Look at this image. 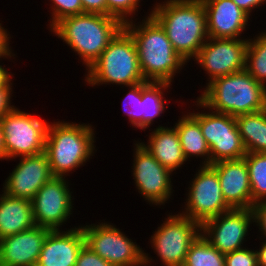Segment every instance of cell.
<instances>
[{
  "label": "cell",
  "instance_id": "35",
  "mask_svg": "<svg viewBox=\"0 0 266 266\" xmlns=\"http://www.w3.org/2000/svg\"><path fill=\"white\" fill-rule=\"evenodd\" d=\"M254 214V223L261 232V240H266V200L260 201L252 206Z\"/></svg>",
  "mask_w": 266,
  "mask_h": 266
},
{
  "label": "cell",
  "instance_id": "12",
  "mask_svg": "<svg viewBox=\"0 0 266 266\" xmlns=\"http://www.w3.org/2000/svg\"><path fill=\"white\" fill-rule=\"evenodd\" d=\"M132 176L138 192L146 202L164 205L173 193L170 169L161 165L139 141L134 143Z\"/></svg>",
  "mask_w": 266,
  "mask_h": 266
},
{
  "label": "cell",
  "instance_id": "17",
  "mask_svg": "<svg viewBox=\"0 0 266 266\" xmlns=\"http://www.w3.org/2000/svg\"><path fill=\"white\" fill-rule=\"evenodd\" d=\"M51 230L34 226L0 240V266H36L43 243Z\"/></svg>",
  "mask_w": 266,
  "mask_h": 266
},
{
  "label": "cell",
  "instance_id": "3",
  "mask_svg": "<svg viewBox=\"0 0 266 266\" xmlns=\"http://www.w3.org/2000/svg\"><path fill=\"white\" fill-rule=\"evenodd\" d=\"M122 28L113 16L83 13L65 17L49 30L77 53L87 71Z\"/></svg>",
  "mask_w": 266,
  "mask_h": 266
},
{
  "label": "cell",
  "instance_id": "26",
  "mask_svg": "<svg viewBox=\"0 0 266 266\" xmlns=\"http://www.w3.org/2000/svg\"><path fill=\"white\" fill-rule=\"evenodd\" d=\"M245 70L266 87V31L248 38Z\"/></svg>",
  "mask_w": 266,
  "mask_h": 266
},
{
  "label": "cell",
  "instance_id": "10",
  "mask_svg": "<svg viewBox=\"0 0 266 266\" xmlns=\"http://www.w3.org/2000/svg\"><path fill=\"white\" fill-rule=\"evenodd\" d=\"M150 239L154 253L165 266H183L191 244L201 234V224L182 214L167 215Z\"/></svg>",
  "mask_w": 266,
  "mask_h": 266
},
{
  "label": "cell",
  "instance_id": "28",
  "mask_svg": "<svg viewBox=\"0 0 266 266\" xmlns=\"http://www.w3.org/2000/svg\"><path fill=\"white\" fill-rule=\"evenodd\" d=\"M183 266H225V255L200 234L191 244Z\"/></svg>",
  "mask_w": 266,
  "mask_h": 266
},
{
  "label": "cell",
  "instance_id": "20",
  "mask_svg": "<svg viewBox=\"0 0 266 266\" xmlns=\"http://www.w3.org/2000/svg\"><path fill=\"white\" fill-rule=\"evenodd\" d=\"M85 245L82 226L53 230L47 234L36 266H75Z\"/></svg>",
  "mask_w": 266,
  "mask_h": 266
},
{
  "label": "cell",
  "instance_id": "36",
  "mask_svg": "<svg viewBox=\"0 0 266 266\" xmlns=\"http://www.w3.org/2000/svg\"><path fill=\"white\" fill-rule=\"evenodd\" d=\"M10 33L7 32V29H5L2 24L0 23V60L1 58H10L15 56L14 52H12L10 44Z\"/></svg>",
  "mask_w": 266,
  "mask_h": 266
},
{
  "label": "cell",
  "instance_id": "21",
  "mask_svg": "<svg viewBox=\"0 0 266 266\" xmlns=\"http://www.w3.org/2000/svg\"><path fill=\"white\" fill-rule=\"evenodd\" d=\"M146 143L140 142L150 154L172 172L187 161L183 155L180 138L175 127L156 126Z\"/></svg>",
  "mask_w": 266,
  "mask_h": 266
},
{
  "label": "cell",
  "instance_id": "13",
  "mask_svg": "<svg viewBox=\"0 0 266 266\" xmlns=\"http://www.w3.org/2000/svg\"><path fill=\"white\" fill-rule=\"evenodd\" d=\"M69 187L65 177H53L37 191L31 200L36 226L53 231L66 224L74 208Z\"/></svg>",
  "mask_w": 266,
  "mask_h": 266
},
{
  "label": "cell",
  "instance_id": "6",
  "mask_svg": "<svg viewBox=\"0 0 266 266\" xmlns=\"http://www.w3.org/2000/svg\"><path fill=\"white\" fill-rule=\"evenodd\" d=\"M86 72L85 83L93 87L116 84L128 88L145 82L135 42L124 28L109 42Z\"/></svg>",
  "mask_w": 266,
  "mask_h": 266
},
{
  "label": "cell",
  "instance_id": "38",
  "mask_svg": "<svg viewBox=\"0 0 266 266\" xmlns=\"http://www.w3.org/2000/svg\"><path fill=\"white\" fill-rule=\"evenodd\" d=\"M240 9H242L245 13L251 16L250 13L255 8H260V6L266 4V0H232Z\"/></svg>",
  "mask_w": 266,
  "mask_h": 266
},
{
  "label": "cell",
  "instance_id": "41",
  "mask_svg": "<svg viewBox=\"0 0 266 266\" xmlns=\"http://www.w3.org/2000/svg\"><path fill=\"white\" fill-rule=\"evenodd\" d=\"M0 160H6V152L4 147L3 132L0 124Z\"/></svg>",
  "mask_w": 266,
  "mask_h": 266
},
{
  "label": "cell",
  "instance_id": "1",
  "mask_svg": "<svg viewBox=\"0 0 266 266\" xmlns=\"http://www.w3.org/2000/svg\"><path fill=\"white\" fill-rule=\"evenodd\" d=\"M144 18L140 24L136 20L123 24L135 42L143 77L145 81L172 83L187 61L175 51L159 22L150 13Z\"/></svg>",
  "mask_w": 266,
  "mask_h": 266
},
{
  "label": "cell",
  "instance_id": "29",
  "mask_svg": "<svg viewBox=\"0 0 266 266\" xmlns=\"http://www.w3.org/2000/svg\"><path fill=\"white\" fill-rule=\"evenodd\" d=\"M124 100L123 109L124 114L128 116L130 125L134 128L142 130V99H141V82L129 86Z\"/></svg>",
  "mask_w": 266,
  "mask_h": 266
},
{
  "label": "cell",
  "instance_id": "33",
  "mask_svg": "<svg viewBox=\"0 0 266 266\" xmlns=\"http://www.w3.org/2000/svg\"><path fill=\"white\" fill-rule=\"evenodd\" d=\"M75 266H113L93 252L87 245L80 250Z\"/></svg>",
  "mask_w": 266,
  "mask_h": 266
},
{
  "label": "cell",
  "instance_id": "14",
  "mask_svg": "<svg viewBox=\"0 0 266 266\" xmlns=\"http://www.w3.org/2000/svg\"><path fill=\"white\" fill-rule=\"evenodd\" d=\"M209 37L194 58L208 74L210 83L215 78L240 72L246 68L248 39Z\"/></svg>",
  "mask_w": 266,
  "mask_h": 266
},
{
  "label": "cell",
  "instance_id": "40",
  "mask_svg": "<svg viewBox=\"0 0 266 266\" xmlns=\"http://www.w3.org/2000/svg\"><path fill=\"white\" fill-rule=\"evenodd\" d=\"M5 66L0 65V86H4L13 76Z\"/></svg>",
  "mask_w": 266,
  "mask_h": 266
},
{
  "label": "cell",
  "instance_id": "5",
  "mask_svg": "<svg viewBox=\"0 0 266 266\" xmlns=\"http://www.w3.org/2000/svg\"><path fill=\"white\" fill-rule=\"evenodd\" d=\"M204 87L197 98L207 110L236 117L266 109V87L245 69L215 78Z\"/></svg>",
  "mask_w": 266,
  "mask_h": 266
},
{
  "label": "cell",
  "instance_id": "19",
  "mask_svg": "<svg viewBox=\"0 0 266 266\" xmlns=\"http://www.w3.org/2000/svg\"><path fill=\"white\" fill-rule=\"evenodd\" d=\"M207 22L208 37L242 39L250 16L232 0H201Z\"/></svg>",
  "mask_w": 266,
  "mask_h": 266
},
{
  "label": "cell",
  "instance_id": "23",
  "mask_svg": "<svg viewBox=\"0 0 266 266\" xmlns=\"http://www.w3.org/2000/svg\"><path fill=\"white\" fill-rule=\"evenodd\" d=\"M182 147V152L186 160L190 157H203L201 165H211L210 148L202 134L198 121L188 112L182 115L174 124Z\"/></svg>",
  "mask_w": 266,
  "mask_h": 266
},
{
  "label": "cell",
  "instance_id": "34",
  "mask_svg": "<svg viewBox=\"0 0 266 266\" xmlns=\"http://www.w3.org/2000/svg\"><path fill=\"white\" fill-rule=\"evenodd\" d=\"M11 81H13L12 78L4 86H0V119L16 107L11 105V96H13V83Z\"/></svg>",
  "mask_w": 266,
  "mask_h": 266
},
{
  "label": "cell",
  "instance_id": "25",
  "mask_svg": "<svg viewBox=\"0 0 266 266\" xmlns=\"http://www.w3.org/2000/svg\"><path fill=\"white\" fill-rule=\"evenodd\" d=\"M172 84L167 82H141L142 130L148 129L154 119L165 112V93ZM166 90V91H165ZM164 95V96H163Z\"/></svg>",
  "mask_w": 266,
  "mask_h": 266
},
{
  "label": "cell",
  "instance_id": "16",
  "mask_svg": "<svg viewBox=\"0 0 266 266\" xmlns=\"http://www.w3.org/2000/svg\"><path fill=\"white\" fill-rule=\"evenodd\" d=\"M3 183L7 195L32 200L37 191L54 176L45 152L37 155L21 156Z\"/></svg>",
  "mask_w": 266,
  "mask_h": 266
},
{
  "label": "cell",
  "instance_id": "9",
  "mask_svg": "<svg viewBox=\"0 0 266 266\" xmlns=\"http://www.w3.org/2000/svg\"><path fill=\"white\" fill-rule=\"evenodd\" d=\"M0 124L6 160L45 152V139L49 124L45 119L15 107L0 119Z\"/></svg>",
  "mask_w": 266,
  "mask_h": 266
},
{
  "label": "cell",
  "instance_id": "24",
  "mask_svg": "<svg viewBox=\"0 0 266 266\" xmlns=\"http://www.w3.org/2000/svg\"><path fill=\"white\" fill-rule=\"evenodd\" d=\"M235 120L247 153H266V109Z\"/></svg>",
  "mask_w": 266,
  "mask_h": 266
},
{
  "label": "cell",
  "instance_id": "7",
  "mask_svg": "<svg viewBox=\"0 0 266 266\" xmlns=\"http://www.w3.org/2000/svg\"><path fill=\"white\" fill-rule=\"evenodd\" d=\"M85 245L113 266H147L154 262L136 242L112 223L82 225Z\"/></svg>",
  "mask_w": 266,
  "mask_h": 266
},
{
  "label": "cell",
  "instance_id": "31",
  "mask_svg": "<svg viewBox=\"0 0 266 266\" xmlns=\"http://www.w3.org/2000/svg\"><path fill=\"white\" fill-rule=\"evenodd\" d=\"M51 1V20H49V27L52 28L61 19L83 14V5L81 0H50Z\"/></svg>",
  "mask_w": 266,
  "mask_h": 266
},
{
  "label": "cell",
  "instance_id": "32",
  "mask_svg": "<svg viewBox=\"0 0 266 266\" xmlns=\"http://www.w3.org/2000/svg\"><path fill=\"white\" fill-rule=\"evenodd\" d=\"M225 266H258L256 250L244 247L226 254Z\"/></svg>",
  "mask_w": 266,
  "mask_h": 266
},
{
  "label": "cell",
  "instance_id": "30",
  "mask_svg": "<svg viewBox=\"0 0 266 266\" xmlns=\"http://www.w3.org/2000/svg\"><path fill=\"white\" fill-rule=\"evenodd\" d=\"M139 3L140 0H106V15L113 16L125 24L135 18L132 16L137 15Z\"/></svg>",
  "mask_w": 266,
  "mask_h": 266
},
{
  "label": "cell",
  "instance_id": "2",
  "mask_svg": "<svg viewBox=\"0 0 266 266\" xmlns=\"http://www.w3.org/2000/svg\"><path fill=\"white\" fill-rule=\"evenodd\" d=\"M150 14L164 28L175 51L187 62L207 41L206 12L201 0H164Z\"/></svg>",
  "mask_w": 266,
  "mask_h": 266
},
{
  "label": "cell",
  "instance_id": "18",
  "mask_svg": "<svg viewBox=\"0 0 266 266\" xmlns=\"http://www.w3.org/2000/svg\"><path fill=\"white\" fill-rule=\"evenodd\" d=\"M216 170L223 198L234 209L252 208L251 185L244 158L211 164Z\"/></svg>",
  "mask_w": 266,
  "mask_h": 266
},
{
  "label": "cell",
  "instance_id": "15",
  "mask_svg": "<svg viewBox=\"0 0 266 266\" xmlns=\"http://www.w3.org/2000/svg\"><path fill=\"white\" fill-rule=\"evenodd\" d=\"M254 223L252 208L234 209L201 224V234L219 252L226 255L244 248L250 225Z\"/></svg>",
  "mask_w": 266,
  "mask_h": 266
},
{
  "label": "cell",
  "instance_id": "37",
  "mask_svg": "<svg viewBox=\"0 0 266 266\" xmlns=\"http://www.w3.org/2000/svg\"><path fill=\"white\" fill-rule=\"evenodd\" d=\"M83 13L106 15V0H81Z\"/></svg>",
  "mask_w": 266,
  "mask_h": 266
},
{
  "label": "cell",
  "instance_id": "22",
  "mask_svg": "<svg viewBox=\"0 0 266 266\" xmlns=\"http://www.w3.org/2000/svg\"><path fill=\"white\" fill-rule=\"evenodd\" d=\"M35 226L32 202L0 194V240Z\"/></svg>",
  "mask_w": 266,
  "mask_h": 266
},
{
  "label": "cell",
  "instance_id": "39",
  "mask_svg": "<svg viewBox=\"0 0 266 266\" xmlns=\"http://www.w3.org/2000/svg\"><path fill=\"white\" fill-rule=\"evenodd\" d=\"M261 246L256 250L258 266H266V240H262Z\"/></svg>",
  "mask_w": 266,
  "mask_h": 266
},
{
  "label": "cell",
  "instance_id": "11",
  "mask_svg": "<svg viewBox=\"0 0 266 266\" xmlns=\"http://www.w3.org/2000/svg\"><path fill=\"white\" fill-rule=\"evenodd\" d=\"M189 185L183 216L202 224L232 208L223 198L216 170L211 165H200Z\"/></svg>",
  "mask_w": 266,
  "mask_h": 266
},
{
  "label": "cell",
  "instance_id": "27",
  "mask_svg": "<svg viewBox=\"0 0 266 266\" xmlns=\"http://www.w3.org/2000/svg\"><path fill=\"white\" fill-rule=\"evenodd\" d=\"M243 158L248 168L253 206L266 200V153H247Z\"/></svg>",
  "mask_w": 266,
  "mask_h": 266
},
{
  "label": "cell",
  "instance_id": "4",
  "mask_svg": "<svg viewBox=\"0 0 266 266\" xmlns=\"http://www.w3.org/2000/svg\"><path fill=\"white\" fill-rule=\"evenodd\" d=\"M93 125L57 121L48 124L45 153L54 177H67L89 161L95 150Z\"/></svg>",
  "mask_w": 266,
  "mask_h": 266
},
{
  "label": "cell",
  "instance_id": "8",
  "mask_svg": "<svg viewBox=\"0 0 266 266\" xmlns=\"http://www.w3.org/2000/svg\"><path fill=\"white\" fill-rule=\"evenodd\" d=\"M195 102L197 104H195ZM204 110L189 112L200 124L202 134L210 148L211 164L223 160L242 159L247 151L239 134L234 116L212 110L204 112L206 106L197 98L193 102Z\"/></svg>",
  "mask_w": 266,
  "mask_h": 266
}]
</instances>
